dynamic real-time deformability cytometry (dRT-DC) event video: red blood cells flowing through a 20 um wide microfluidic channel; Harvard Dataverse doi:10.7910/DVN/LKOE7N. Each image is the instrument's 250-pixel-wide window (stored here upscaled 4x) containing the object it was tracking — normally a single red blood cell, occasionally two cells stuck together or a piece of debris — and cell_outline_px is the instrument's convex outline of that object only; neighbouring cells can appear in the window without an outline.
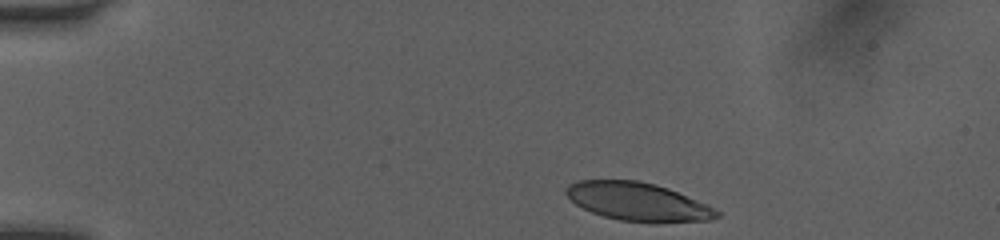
{"species": "human", "species_latin": "Homo sapiens", "temperature_condition": "room temperature", "stored_images_in_passage": 37, "camera_frame_rate_fps": 3000, "um_per_image_px": 0.085, "donor": {"sex": "female"}, "frame": {"image": 1, "passage_image": 1, "time_ms": 0.0, "image_size_px": [1000, 240], "cell_outline_px": [[720, 216], [708, 220], [656, 224], [652, 224], [620, 220], [604, 216], [592, 212], [576, 204], [564, 192], [568, 184], [580, 180], [636, 180], [656, 184], [668, 188], [708, 204], [720, 212]], "centroid_in_image_um": [54.26, 17.16], "position_along_channel_um": 30.7, "area_um2": 33.93}}
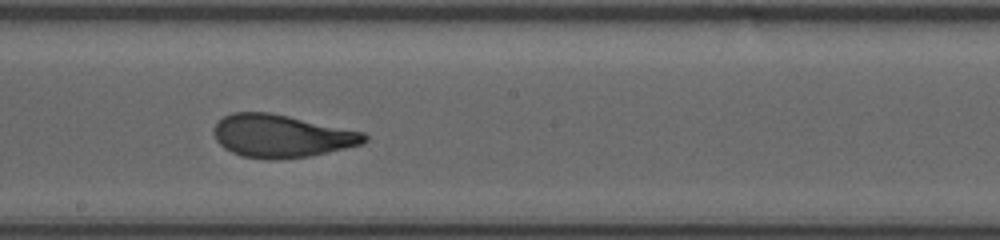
{"frame": {"image": 2, "passage_image": 21, "time_ms": 6.667, "image_size_px": [1000, 240], "cell_outline_px": [[368, 140], [364, 144], [328, 152], [308, 156], [276, 160], [268, 160], [240, 156], [224, 148], [216, 140], [212, 132], [212, 128], [224, 116], [232, 112], [268, 112], [288, 116], [364, 132], [368, 136]], "centroid_in_image_um": [23.91, 11.57], "position_along_channel_um": 224.3, "area_um2": 37.69}}
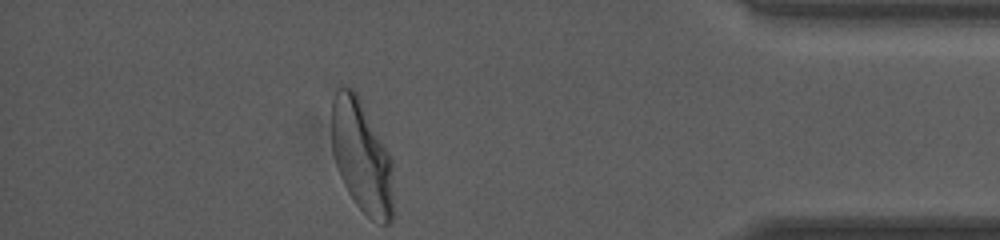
{"frame": {"image": 3, "passage_image": 37, "time_ms": 12.0, "image_size_px": [1000, 240], "cell_outline_px": [[392, 220], [388, 224], [384, 224], [372, 220], [356, 204], [348, 192], [340, 176], [332, 152], [332, 100], [336, 88], [352, 88], [356, 92], [392, 164]], "centroid_in_image_um": [30.7, 13.34], "position_along_channel_um": 404.5, "area_um2": 39.42}, "authors_computed_cell_mechanics": {"area_um2": 37.4544, "velocity_mm_per_s": 4.0434, "shape_relaxation_time_tau1_ms": 4.0874, "shape_relaxation_time_tau2_ms": 0.8782, "deformation_change_tau1": 0.1834, "deformation_change_tau2": 0.0702}}